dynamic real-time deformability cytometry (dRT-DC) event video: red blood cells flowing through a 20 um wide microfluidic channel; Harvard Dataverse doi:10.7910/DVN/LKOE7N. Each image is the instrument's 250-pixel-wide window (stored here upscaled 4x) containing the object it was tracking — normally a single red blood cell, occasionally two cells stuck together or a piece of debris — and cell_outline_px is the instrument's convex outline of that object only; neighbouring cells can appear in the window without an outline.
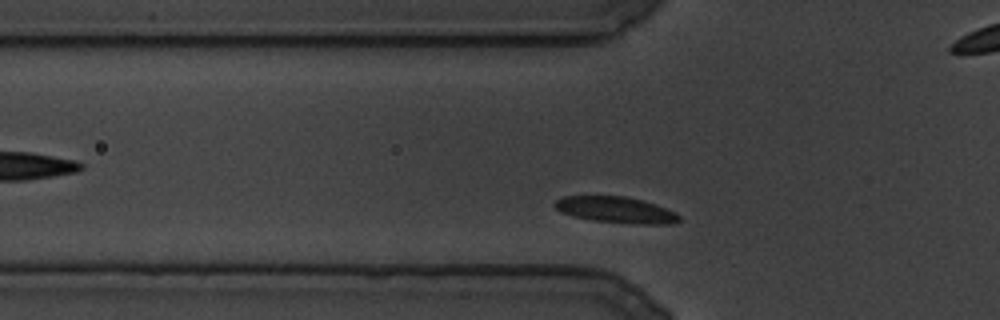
{"species": "common noctule bat (a hibernating species)", "species_latin": "Nyctalus noctula", "temperature_condition": "cold", "stored_images_in_passage": 75, "camera_frame_rate_fps": 3000, "um_per_image_px": 0.085, "animal": {"sex": "male", "body_mass_g": 19.5, "forearm_length_mm": 54.6}, "frame": {"image": 1, "passage_image": 7, "time_ms": 2.0, "image_size_px": [1000, 320], "cell_outline_px": [[680, 220], [672, 224], [636, 224], [592, 220], [572, 216], [560, 212], [552, 204], [556, 200], [564, 196], [624, 196], [644, 200], [656, 204], [676, 212], [680, 216]], "centroid_in_image_um": [52.36, 17.84], "position_along_channel_um": 73.4, "area_um2": 19.13}}
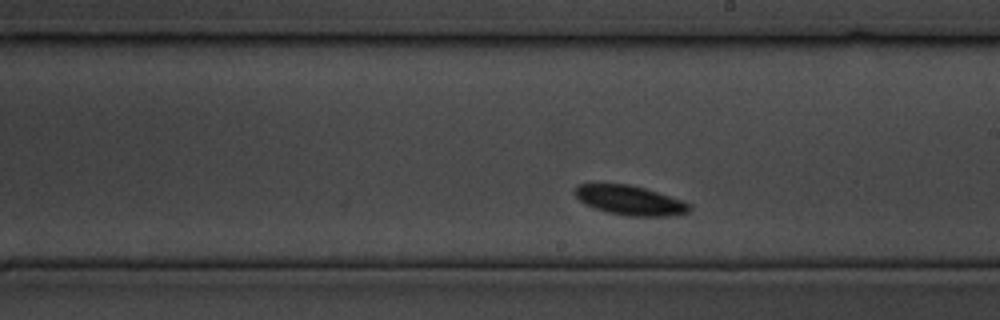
{"frame": {"image": 2, "passage_image": 38, "time_ms": 12.333, "image_size_px": [1000, 320], "cell_outline_px": [[692, 208], [688, 212], [672, 216], [628, 216], [608, 212], [584, 204], [572, 192], [572, 188], [576, 184], [628, 184], [644, 188], [692, 204]], "centroid_in_image_um": [53.51, 17.02], "position_along_channel_um": 235.5, "area_um2": 19.65}}
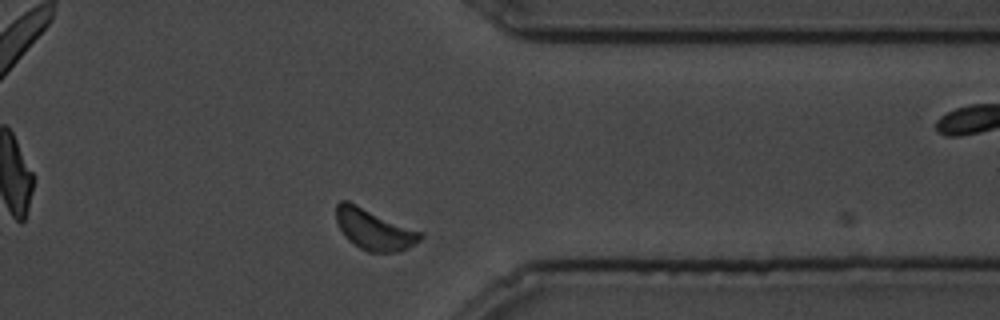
{"frame": {"image": 3, "passage_image": 66, "time_ms": 21.667, "image_size_px": [1000, 320], "cell_outline_px": [[424, 236], [420, 240], [408, 248], [400, 252], [368, 252], [360, 248], [348, 240], [344, 236], [336, 220], [336, 204], [340, 200], [348, 200], [424, 232]], "centroid_in_image_um": [31.82, 19.49], "position_along_channel_um": 379.6, "area_um2": 20.4}}